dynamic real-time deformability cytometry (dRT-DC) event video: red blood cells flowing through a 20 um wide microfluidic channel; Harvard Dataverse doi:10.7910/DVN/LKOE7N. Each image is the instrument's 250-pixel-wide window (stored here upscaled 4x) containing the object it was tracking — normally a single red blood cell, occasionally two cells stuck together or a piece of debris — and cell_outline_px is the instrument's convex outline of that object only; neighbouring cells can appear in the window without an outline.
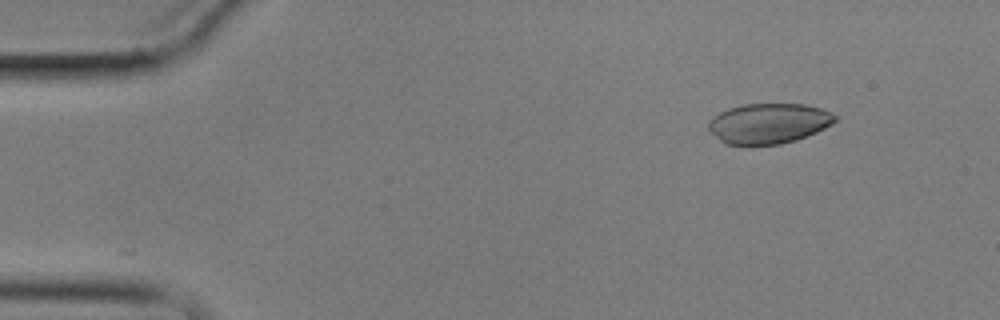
{"species": "common noctule bat (a hibernating species)", "species_latin": "Nyctalus noctula", "temperature_condition": "cold", "stored_images_in_passage": 6, "camera_frame_rate_fps": 3000, "um_per_image_px": 0.085, "animal": {"sex": "male", "body_mass_g": 17.9}, "frame": {"image": 1, "passage_image": 2, "time_ms": 1.0, "image_size_px": [1000, 320], "cell_outline_px": [[836, 120], [832, 124], [816, 132], [796, 140], [780, 144], [724, 144], [708, 128], [708, 124], [712, 116], [728, 108], [744, 104], [804, 104], [820, 108], [836, 116]], "centroid_in_image_um": [65.32, 10.48], "position_along_channel_um": 19.7, "area_um2": 29.42}}
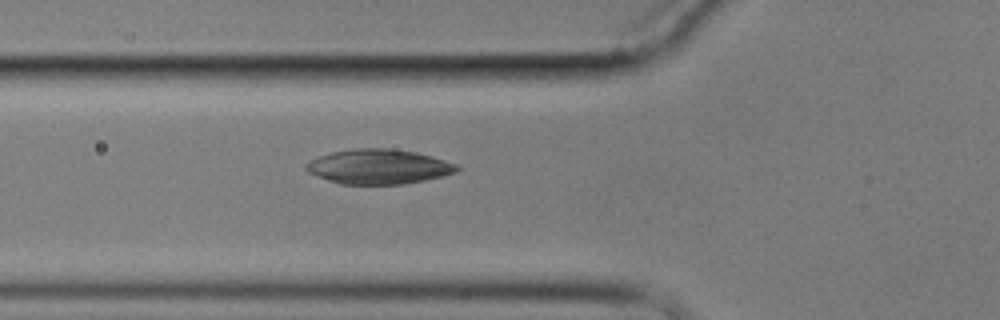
{"frame": {"image": 2, "passage_image": 6, "time_ms": 5.667, "image_size_px": [1000, 320], "cell_outline_px": [[460, 168], [456, 172], [424, 180], [404, 184], [340, 184], [328, 180], [308, 172], [304, 168], [304, 164], [308, 160], [332, 152], [356, 148], [388, 148], [416, 152], [432, 156], [456, 164]], "centroid_in_image_um": [32.15, 14.16], "position_along_channel_um": 93.7, "area_um2": 30.46}}